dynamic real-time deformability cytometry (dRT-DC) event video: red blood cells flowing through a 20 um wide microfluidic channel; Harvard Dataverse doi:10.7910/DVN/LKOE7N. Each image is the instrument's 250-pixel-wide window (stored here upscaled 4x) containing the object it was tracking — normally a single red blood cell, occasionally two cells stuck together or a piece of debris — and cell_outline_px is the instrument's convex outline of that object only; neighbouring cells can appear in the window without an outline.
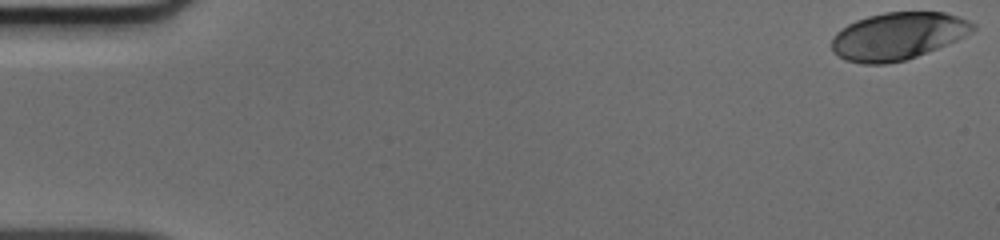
{"species": "human", "species_latin": "Homo sapiens", "temperature_condition": "cold", "stored_images_in_passage": 51, "camera_frame_rate_fps": 3000, "um_per_image_px": 0.085, "donor": {"sex": "male"}, "frame": {"image": 1, "passage_image": 1, "time_ms": 0.0, "image_size_px": [1000, 240], "cell_outline_px": [[976, 28], [972, 32], [956, 40], [916, 56], [904, 60], [884, 64], [864, 64], [844, 60], [832, 52], [832, 40], [836, 32], [848, 24], [856, 20], [868, 16], [884, 12], [944, 12], [968, 20], [976, 24]], "centroid_in_image_um": [76.29, 3.06], "position_along_channel_um": 8.7, "area_um2": 38.78}}
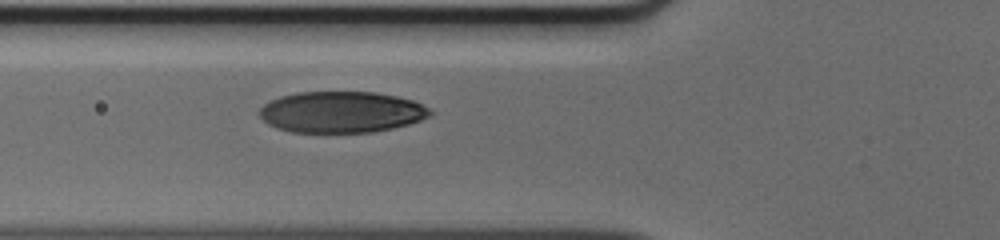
{"frame": {"image": 2, "passage_image": 19, "time_ms": 6.0, "image_size_px": [1000, 240], "cell_outline_px": [[432, 116], [408, 124], [392, 128], [372, 132], [292, 132], [276, 128], [268, 124], [256, 112], [264, 104], [280, 96], [296, 92], [376, 92], [396, 96], [412, 100], [428, 108], [432, 112]], "centroid_in_image_um": [28.99, 9.52], "position_along_channel_um": 96.8, "area_um2": 41.04}}
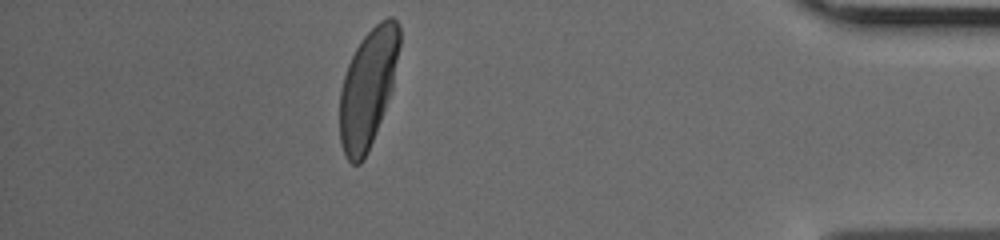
{"frame": {"image": 3, "passage_image": 45, "time_ms": 14.667, "image_size_px": [1000, 240], "cell_outline_px": [[400, 44], [392, 88], [368, 152], [364, 160], [360, 164], [352, 164], [344, 156], [340, 144], [340, 88], [348, 64], [356, 48], [364, 36], [380, 20], [388, 16], [392, 16], [400, 24]], "centroid_in_image_um": [31.27, 7.48], "position_along_channel_um": 403.9, "area_um2": 40.92}}